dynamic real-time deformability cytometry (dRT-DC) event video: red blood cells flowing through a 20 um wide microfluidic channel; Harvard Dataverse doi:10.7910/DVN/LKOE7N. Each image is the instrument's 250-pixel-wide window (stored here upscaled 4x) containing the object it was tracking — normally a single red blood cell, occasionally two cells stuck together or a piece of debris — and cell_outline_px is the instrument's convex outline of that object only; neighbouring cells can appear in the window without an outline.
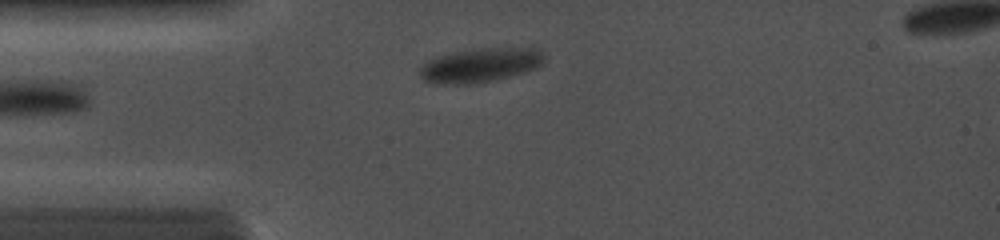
{"species": "common noctule bat (a hibernating species)", "species_latin": "Nyctalus noctula", "temperature_condition": "cold", "stored_images_in_passage": 3, "camera_frame_rate_fps": 5000, "um_per_image_px": 0.085, "animal": {"sex": "female", "body_mass_g": 19.0, "forearm_length_mm": 56.7}, "frame": {"image": 1, "passage_image": 1, "time_ms": 0.0, "image_size_px": [1000, 240], "cell_outline_px": [[544, 60], [540, 64], [524, 72], [492, 80], [472, 84], [436, 84], [424, 80], [420, 76], [420, 68], [428, 60], [436, 56], [452, 52], [480, 48], [540, 48], [544, 56]], "centroid_in_image_um": [40.78, 5.53], "position_along_channel_um": 44.2, "area_um2": 24.57}}
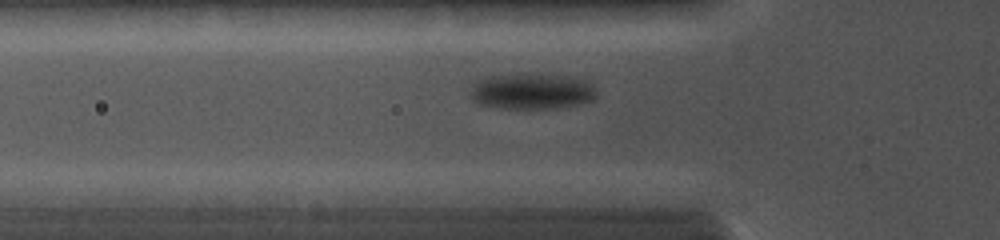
{"frame": {"image": 2, "passage_image": 3, "time_ms": 1.2, "image_size_px": [1000, 240], "cell_outline_px": [[596, 96], [592, 100], [580, 104], [556, 108], [500, 108], [480, 104], [472, 100], [472, 88], [476, 80], [492, 76], [520, 72], [572, 76], [584, 80], [592, 84], [596, 92]], "centroid_in_image_um": [45.22, 7.73], "position_along_channel_um": 80.6, "area_um2": 26.7}}